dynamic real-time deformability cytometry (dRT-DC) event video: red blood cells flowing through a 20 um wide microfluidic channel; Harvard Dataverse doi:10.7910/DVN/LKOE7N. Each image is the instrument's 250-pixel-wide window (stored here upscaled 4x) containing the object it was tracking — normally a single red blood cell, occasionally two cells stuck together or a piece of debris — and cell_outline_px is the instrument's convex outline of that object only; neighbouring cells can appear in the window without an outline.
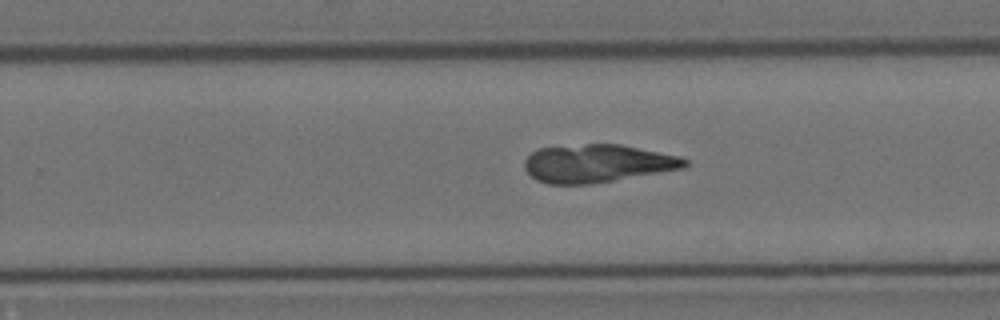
{"species": "Egyptian fruit bat (a non-hibernating species)", "species_latin": "Rousettus aegyptiacus", "temperature_condition": "cold", "stored_images_in_passage": 44, "camera_frame_rate_fps": 3000, "um_per_image_px": 0.085, "animal": {"sex": "female"}, "frame": {"image": 1, "passage_image": 23, "time_ms": 7.333, "image_size_px": [1000, 320], "cell_outline_px": [[688, 164], [684, 168], [588, 184], [548, 184], [536, 180], [524, 168], [524, 160], [536, 148], [584, 144], [620, 144], [680, 156], [688, 160]], "centroid_in_image_um": [50.74, 13.88], "position_along_channel_um": 279.1, "area_um2": 35.32}}
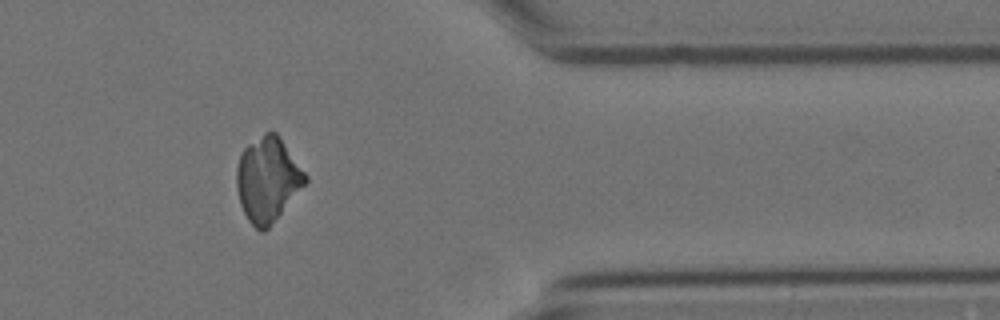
{"frame": {"image": 2, "passage_image": 34, "time_ms": 11.0, "image_size_px": [1000, 320], "cell_outline_px": [[308, 180], [268, 228], [264, 232], [260, 232], [248, 220], [240, 204], [236, 188], [236, 168], [240, 156], [244, 148], [248, 144], [264, 132], [276, 132], [280, 136], [308, 176]], "centroid_in_image_um": [22.74, 15.24], "position_along_channel_um": 388.7, "area_um2": 33.7}}
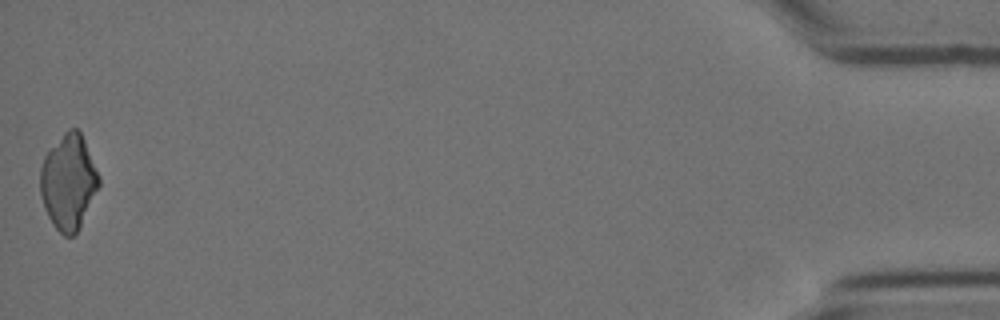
{"frame": {"image": 3, "passage_image": 44, "time_ms": 14.333, "image_size_px": [1000, 320], "cell_outline_px": [[100, 184], [80, 228], [72, 236], [64, 236], [52, 224], [44, 208], [40, 192], [40, 168], [44, 156], [64, 132], [68, 128], [76, 128], [80, 132], [84, 140], [100, 176]], "centroid_in_image_um": [5.82, 15.48], "position_along_channel_um": 429.4, "area_um2": 32.43}}